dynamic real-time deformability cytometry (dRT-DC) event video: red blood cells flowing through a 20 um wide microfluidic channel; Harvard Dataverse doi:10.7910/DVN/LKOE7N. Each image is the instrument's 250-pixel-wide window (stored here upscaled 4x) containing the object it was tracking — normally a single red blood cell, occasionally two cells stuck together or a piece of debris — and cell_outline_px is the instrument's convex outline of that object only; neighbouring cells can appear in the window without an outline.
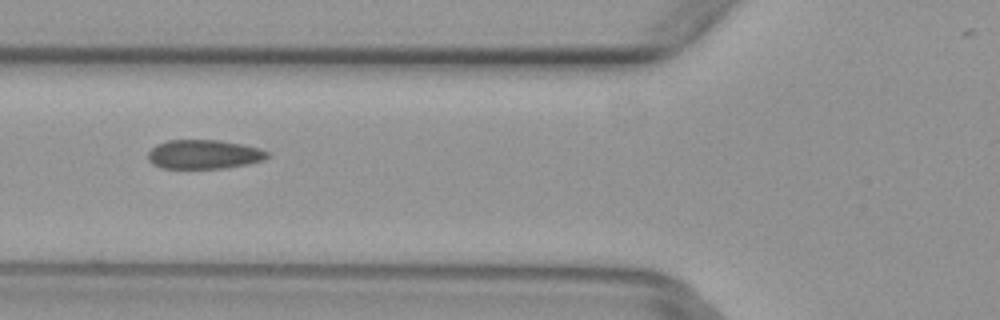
{"species": "common noctule bat (a hibernating species)", "species_latin": "Nyctalus noctula", "temperature_condition": "warm", "stored_images_in_passage": 3, "camera_frame_rate_fps": 3000, "um_per_image_px": 0.085, "animal": {"sex": "female", "body_mass_g": 29.2, "forearm_length_mm": 56.3}, "frame": {"image": 1, "passage_image": 3, "time_ms": 0.667, "image_size_px": [1000, 320], "cell_outline_px": [[268, 156], [264, 160], [248, 164], [228, 168], [160, 168], [152, 164], [148, 160], [148, 152], [156, 144], [168, 140], [220, 140], [244, 144], [260, 148], [268, 152]], "centroid_in_image_um": [17.34, 13.12], "position_along_channel_um": 108.5, "area_um2": 20.46}}